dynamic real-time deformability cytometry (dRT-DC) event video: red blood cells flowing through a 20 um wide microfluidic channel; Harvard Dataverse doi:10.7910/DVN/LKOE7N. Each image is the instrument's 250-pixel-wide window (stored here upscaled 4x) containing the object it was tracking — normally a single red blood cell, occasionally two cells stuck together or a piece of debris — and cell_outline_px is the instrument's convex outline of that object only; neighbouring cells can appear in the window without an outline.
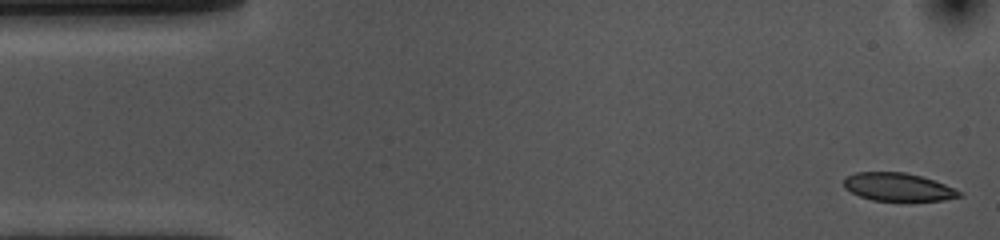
{"species": "common noctule bat (a hibernating species)", "species_latin": "Nyctalus noctula", "temperature_condition": "cold", "stored_images_in_passage": 53, "camera_frame_rate_fps": 3000, "um_per_image_px": 0.085, "animal": {"sex": "female", "body_mass_g": 10.0, "forearm_length_mm": 53.1}, "frame": {"image": 1, "passage_image": 1, "time_ms": 0.0, "image_size_px": [1000, 240], "cell_outline_px": [[964, 196], [944, 200], [872, 200], [860, 196], [844, 188], [844, 176], [856, 172], [904, 172], [920, 176], [944, 184], [960, 192]], "centroid_in_image_um": [76.29, 15.88], "position_along_channel_um": 8.7, "area_um2": 18.61}}
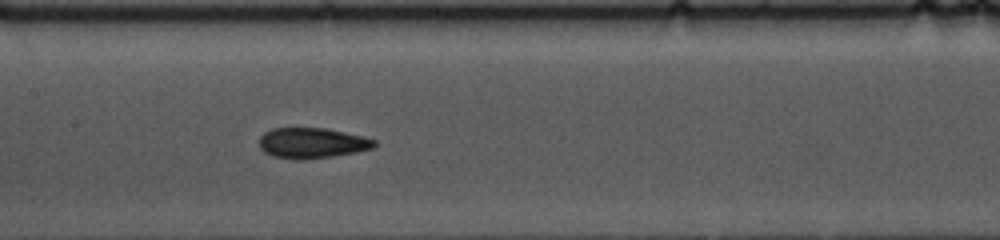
{"frame": {"image": 2, "passage_image": 24, "time_ms": 7.667, "image_size_px": [1000, 240], "cell_outline_px": [[376, 144], [372, 148], [356, 152], [332, 156], [304, 160], [296, 160], [272, 156], [264, 152], [260, 148], [260, 136], [264, 132], [272, 128], [324, 128], [364, 136], [376, 140]], "centroid_in_image_um": [26.5, 12.16], "position_along_channel_um": 180.9, "area_um2": 20.52}}
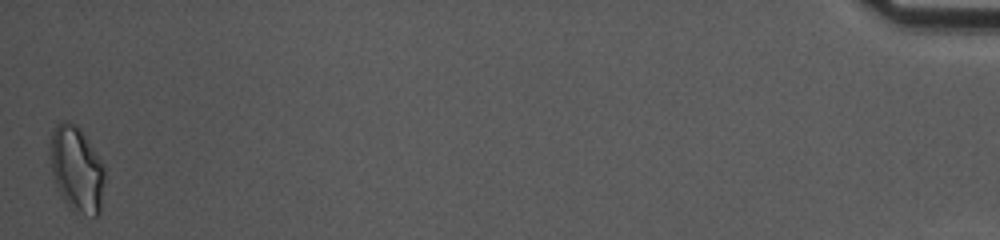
{"frame": {"image": 3, "passage_image": 53, "time_ms": 17.333, "image_size_px": [1000, 240], "cell_outline_px": [[104, 180], [100, 212], [96, 216], [92, 216], [68, 208], [56, 184], [52, 172], [48, 152], [52, 132], [56, 124], [64, 120], [68, 120], [76, 124], [80, 128], [100, 160], [104, 168]], "centroid_in_image_um": [6.49, 14.35], "position_along_channel_um": 428.7, "area_um2": 27.11}, "authors_computed_cell_mechanics": {"area_um2": 20.3456, "velocity_mm_per_s": 3.6087, "shape_relaxation_time_tau1_ms": 8.4653, "shape_relaxation_time_tau2_ms": 4.04, "deformation_change_tau1": 0.1591, "deformation_change_tau2": 0.0897}}